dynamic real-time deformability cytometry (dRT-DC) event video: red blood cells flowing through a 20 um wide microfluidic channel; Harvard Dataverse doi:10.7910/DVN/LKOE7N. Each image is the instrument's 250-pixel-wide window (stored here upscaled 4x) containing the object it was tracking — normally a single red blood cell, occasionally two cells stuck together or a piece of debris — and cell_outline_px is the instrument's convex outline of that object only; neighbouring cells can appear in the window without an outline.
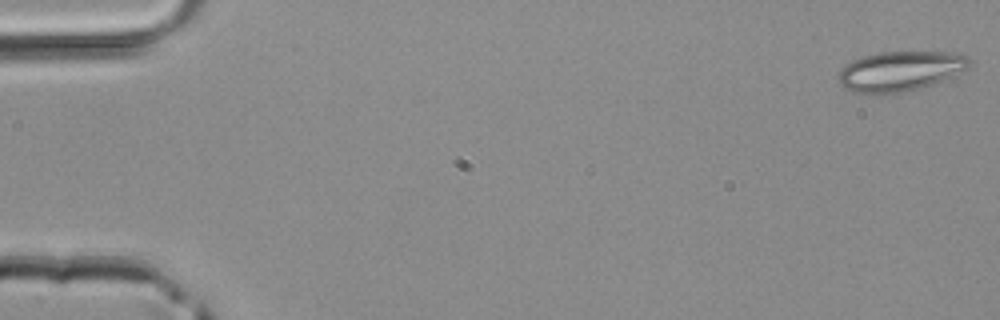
{"species": "common noctule bat (a hibernating species)", "species_latin": "Nyctalus noctula", "temperature_condition": "room temperature", "stored_images_in_passage": 45, "camera_frame_rate_fps": 3000, "um_per_image_px": 0.085, "animal": {"sex": "male", "body_mass_g": 20.4}, "frame": {"image": 1, "passage_image": 1, "time_ms": 0.0, "image_size_px": [1000, 320], "cell_outline_px": [[972, 60], [964, 68], [940, 80], [916, 88], [900, 92], [880, 96], [872, 96], [852, 92], [844, 88], [840, 84], [836, 76], [840, 68], [844, 64], [852, 60], [864, 56], [880, 52], [948, 52], [968, 56]], "centroid_in_image_um": [76.34, 6.06], "position_along_channel_um": 8.7, "area_um2": 30.35}}
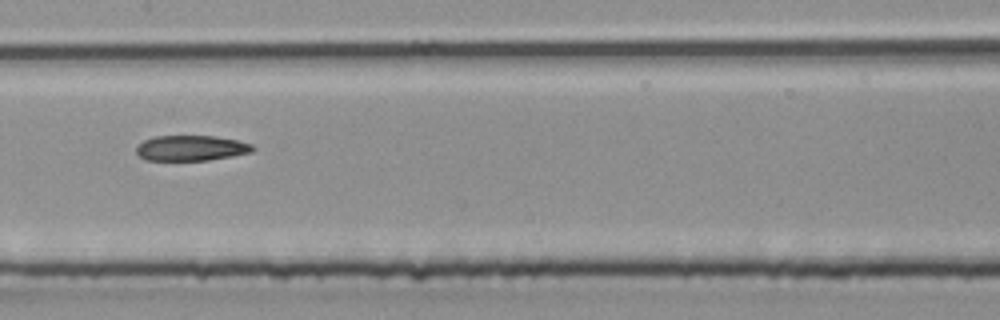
{"frame": {"image": 2, "passage_image": 23, "time_ms": 7.333, "image_size_px": [1000, 320], "cell_outline_px": [[256, 148], [252, 152], [232, 156], [208, 160], [148, 160], [140, 156], [136, 152], [136, 148], [144, 140], [156, 136], [212, 136], [236, 140], [252, 144]], "centroid_in_image_um": [16.27, 12.59], "position_along_channel_um": 191.1, "area_um2": 17.05}}
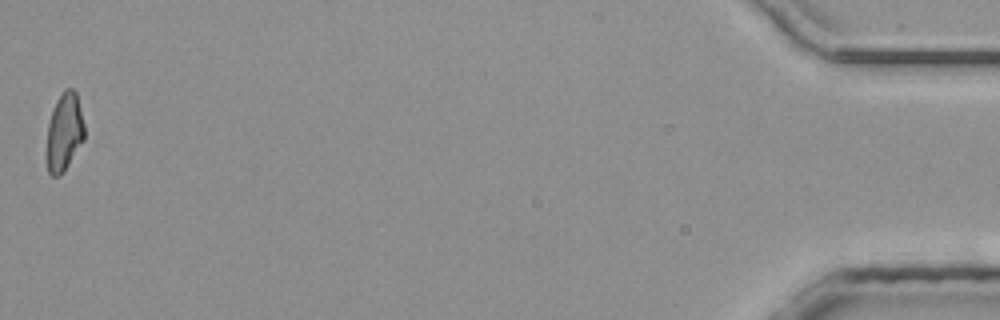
{"frame": {"image": 3, "passage_image": 45, "time_ms": 14.667, "image_size_px": [1000, 320], "cell_outline_px": [[84, 140], [64, 172], [60, 176], [52, 176], [48, 172], [44, 156], [48, 124], [52, 108], [56, 100], [64, 88], [72, 88], [76, 92], [84, 124]], "centroid_in_image_um": [5.42, 11.27], "position_along_channel_um": 429.8, "area_um2": 17.74}}